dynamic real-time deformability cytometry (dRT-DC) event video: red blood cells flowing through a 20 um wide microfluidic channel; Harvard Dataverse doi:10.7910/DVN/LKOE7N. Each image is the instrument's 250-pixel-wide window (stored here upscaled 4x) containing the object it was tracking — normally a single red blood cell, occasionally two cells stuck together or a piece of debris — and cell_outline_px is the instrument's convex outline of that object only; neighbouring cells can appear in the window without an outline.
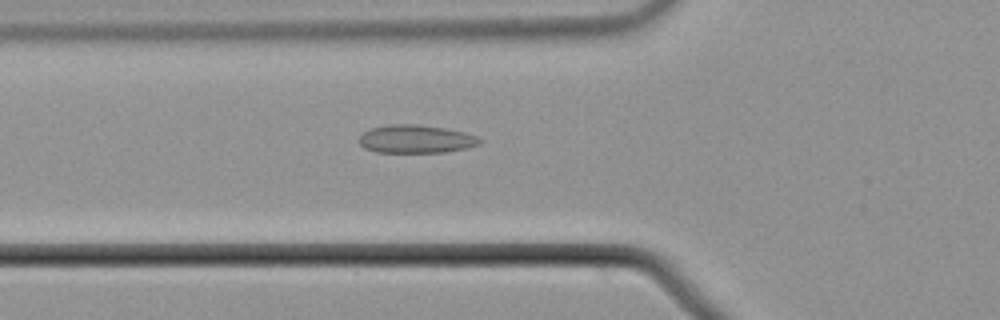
{"species": "common noctule bat (a hibernating species)", "species_latin": "Nyctalus noctula", "temperature_condition": "cold", "stored_images_in_passage": 39, "camera_frame_rate_fps": 3000, "um_per_image_px": 0.085, "animal": {"sex": "male", "body_mass_g": 21.5, "forearm_length_mm": 52.0}, "frame": {"image": 1, "passage_image": 9, "time_ms": 2.667, "image_size_px": [1000, 320], "cell_outline_px": [[480, 144], [464, 148], [444, 152], [376, 152], [364, 148], [360, 144], [360, 136], [364, 132], [372, 128], [388, 124], [416, 124], [444, 128], [464, 132], [476, 136], [480, 140]], "centroid_in_image_um": [35.32, 11.81], "position_along_channel_um": 90.5, "area_um2": 19.54}}
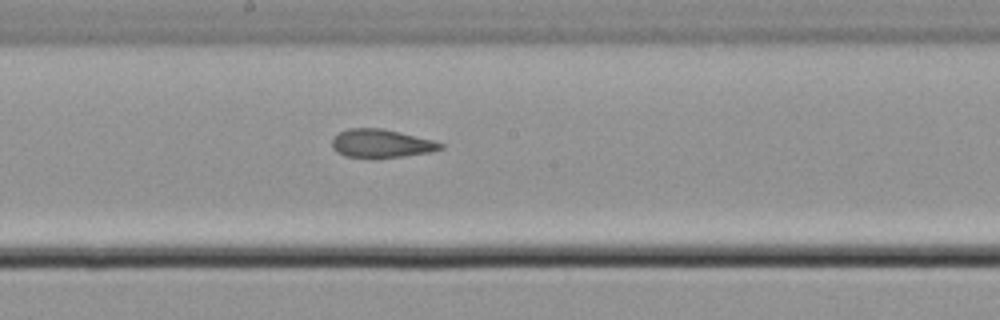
{"frame": {"image": 2, "passage_image": 19, "time_ms": 6.0, "image_size_px": [1000, 320], "cell_outline_px": [[444, 148], [428, 152], [404, 156], [344, 156], [336, 152], [332, 148], [332, 140], [340, 132], [348, 128], [380, 128], [400, 132], [432, 140], [444, 144]], "centroid_in_image_um": [32.4, 12.17], "position_along_channel_um": 215.8, "area_um2": 17.4}}
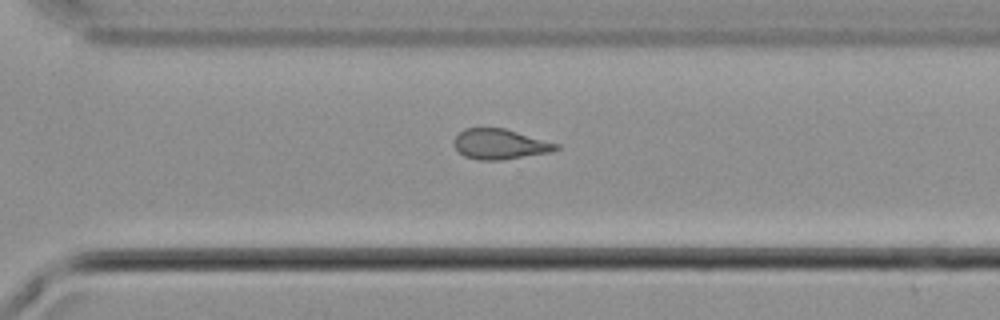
{"frame": {"image": 3, "passage_image": 28, "time_ms": 9.0, "image_size_px": [1000, 320], "cell_outline_px": [[560, 148], [552, 152], [500, 160], [480, 160], [464, 156], [456, 148], [452, 140], [464, 128], [504, 128], [560, 144]], "centroid_in_image_um": [42.51, 12.25], "position_along_channel_um": 328.1, "area_um2": 17.98}}